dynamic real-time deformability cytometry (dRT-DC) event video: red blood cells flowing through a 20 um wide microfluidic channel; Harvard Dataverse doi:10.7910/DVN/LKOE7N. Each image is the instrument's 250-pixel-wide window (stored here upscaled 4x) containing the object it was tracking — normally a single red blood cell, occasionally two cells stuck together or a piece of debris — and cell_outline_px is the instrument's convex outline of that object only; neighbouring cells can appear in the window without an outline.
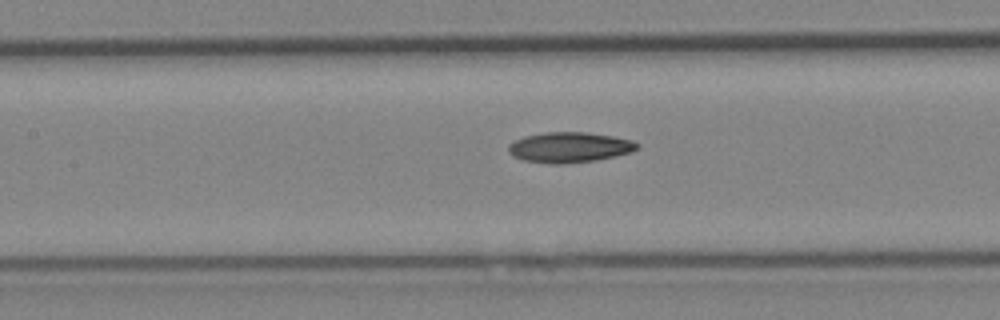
{"species": "Egyptian fruit bat (a non-hibernating species)", "species_latin": "Rousettus aegyptiacus", "temperature_condition": "cold", "stored_images_in_passage": 5, "camera_frame_rate_fps": 3000, "um_per_image_px": 0.085, "animal": {"sex": "female"}, "frame": {"image": 1, "passage_image": 5, "time_ms": 4.667, "image_size_px": [1000, 320], "cell_outline_px": [[640, 148], [632, 152], [616, 156], [596, 160], [564, 164], [552, 164], [524, 160], [512, 156], [508, 152], [508, 144], [524, 136], [544, 132], [588, 132], [612, 136], [632, 140], [640, 144]], "centroid_in_image_um": [48.42, 12.52], "position_along_channel_um": 159.0, "area_um2": 23.0}}